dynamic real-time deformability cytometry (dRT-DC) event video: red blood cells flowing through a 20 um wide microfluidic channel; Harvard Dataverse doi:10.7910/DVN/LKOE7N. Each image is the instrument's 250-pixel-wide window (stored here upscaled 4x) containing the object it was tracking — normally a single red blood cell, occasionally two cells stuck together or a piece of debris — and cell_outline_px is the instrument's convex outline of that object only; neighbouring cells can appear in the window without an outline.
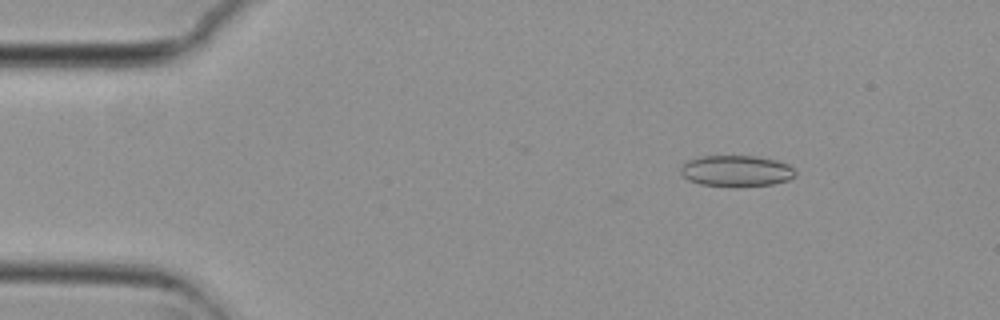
{"species": "common noctule bat (a hibernating species)", "species_latin": "Nyctalus noctula", "temperature_condition": "cold", "stored_images_in_passage": 55, "camera_frame_rate_fps": 3000, "um_per_image_px": 0.085, "animal": {"sex": "female", "body_mass_g": 29.2, "forearm_length_mm": 56.3}, "frame": {"image": 1, "passage_image": 8, "time_ms": 2.333, "image_size_px": [1000, 320], "cell_outline_px": [[796, 176], [788, 180], [772, 184], [700, 184], [688, 180], [680, 172], [680, 164], [688, 160], [700, 156], [756, 156], [776, 160], [788, 164], [796, 172]], "centroid_in_image_um": [62.57, 14.48], "position_along_channel_um": 22.4, "area_um2": 20.23}}
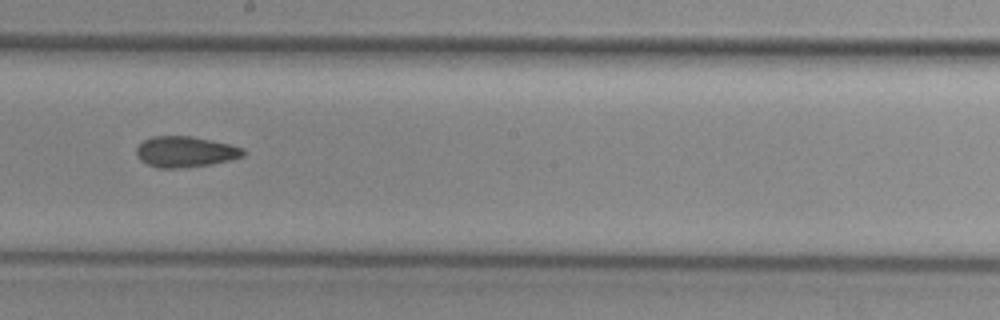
{"frame": {"image": 2, "passage_image": 31, "time_ms": 10.0, "image_size_px": [1000, 320], "cell_outline_px": [[244, 156], [212, 164], [184, 168], [156, 168], [140, 160], [136, 152], [136, 148], [144, 140], [152, 136], [192, 136], [228, 144], [244, 148]], "centroid_in_image_um": [15.73, 12.9], "position_along_channel_um": 232.5, "area_um2": 19.13}}
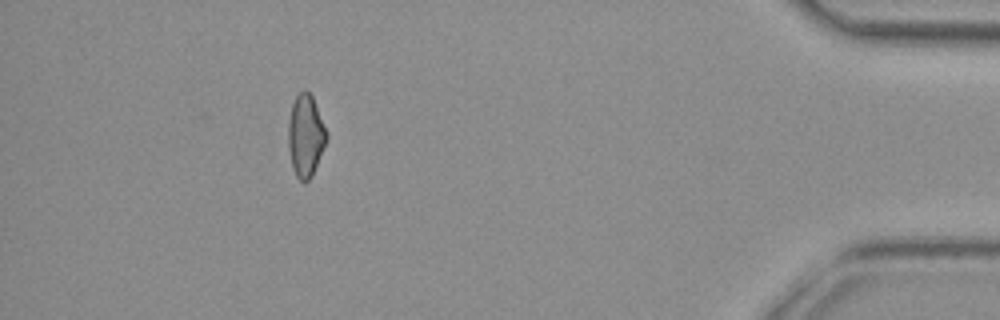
{"frame": {"image": 3, "passage_image": 50, "time_ms": 16.333, "image_size_px": [1000, 320], "cell_outline_px": [[328, 136], [312, 176], [304, 184], [296, 176], [292, 168], [288, 148], [288, 124], [292, 104], [296, 96], [304, 88], [312, 96], [328, 132]], "centroid_in_image_um": [25.97, 11.54], "position_along_channel_um": 409.2, "area_um2": 18.38}, "authors_computed_cell_mechanics": {"area_um2": 19.1318, "velocity_mm_per_s": 3.7466, "shape_relaxation_time_tau1_ms": null, "shape_relaxation_time_tau2_ms": 3.1234, "deformation_change_tau1": null, "deformation_change_tau2": 0.0856}}